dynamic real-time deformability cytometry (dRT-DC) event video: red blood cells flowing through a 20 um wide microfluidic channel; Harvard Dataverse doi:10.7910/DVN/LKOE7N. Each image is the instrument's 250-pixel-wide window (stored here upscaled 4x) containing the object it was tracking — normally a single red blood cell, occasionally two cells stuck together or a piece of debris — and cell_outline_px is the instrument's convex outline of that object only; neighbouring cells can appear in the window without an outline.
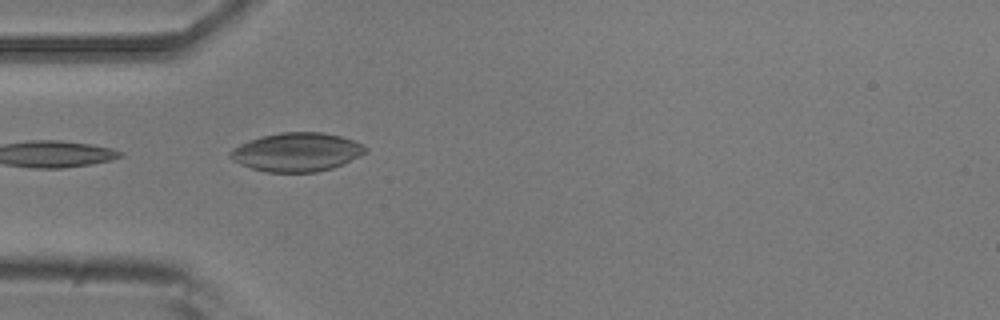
{"species": "common noctule bat (a hibernating species)", "species_latin": "Nyctalus noctula", "temperature_condition": "room temperature", "stored_images_in_passage": 18, "camera_frame_rate_fps": 3000, "um_per_image_px": 0.085, "animal": {"sex": "male", "body_mass_g": 20.5, "forearm_length_mm": 52.5}, "frame": {"image": 1, "passage_image": 1, "time_ms": 0.0, "image_size_px": [1000, 320], "cell_outline_px": [[368, 152], [344, 164], [332, 168], [316, 172], [268, 172], [252, 168], [240, 164], [232, 160], [228, 156], [228, 152], [232, 148], [248, 140], [260, 136], [280, 132], [320, 132], [340, 136], [352, 140], [368, 148]], "centroid_in_image_um": [25.2, 12.92], "position_along_channel_um": 59.8, "area_um2": 30.63}}